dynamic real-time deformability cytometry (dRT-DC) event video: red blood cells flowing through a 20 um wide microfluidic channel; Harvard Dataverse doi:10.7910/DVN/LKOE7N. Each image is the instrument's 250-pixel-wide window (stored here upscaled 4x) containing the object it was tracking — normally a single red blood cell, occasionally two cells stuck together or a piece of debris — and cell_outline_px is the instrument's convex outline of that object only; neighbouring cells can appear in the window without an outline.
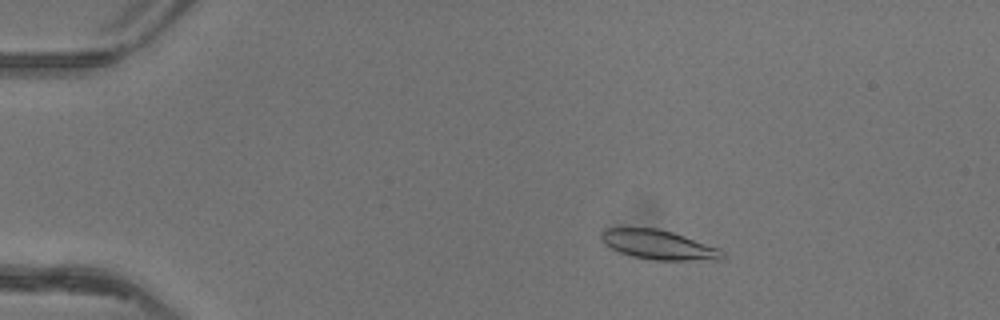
{"species": "common noctule bat (a hibernating species)", "species_latin": "Nyctalus noctula", "temperature_condition": "warm", "stored_images_in_passage": 50, "camera_frame_rate_fps": 3000, "um_per_image_px": 0.085, "animal": {"sex": "female"}, "frame": {"image": 1, "passage_image": 9, "time_ms": 2.667, "image_size_px": [1000, 320], "cell_outline_px": [[728, 256], [724, 260], [652, 260], [632, 256], [620, 252], [604, 244], [600, 236], [600, 232], [608, 228], [656, 228], [672, 232], [720, 248]], "centroid_in_image_um": [56.04, 20.82], "position_along_channel_um": 29.0, "area_um2": 20.87}}
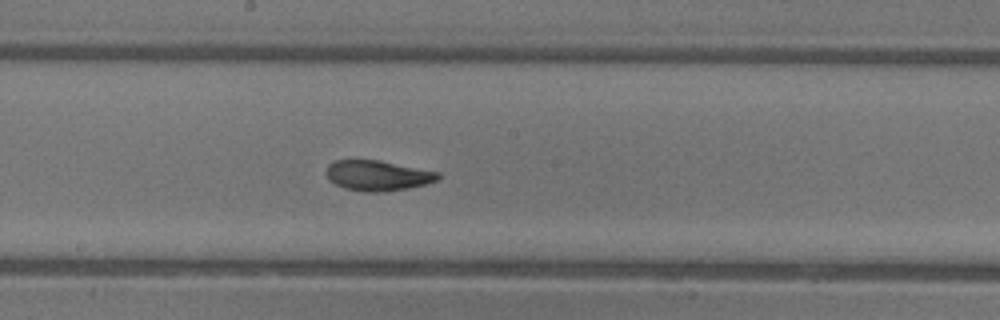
{"frame": {"image": 2, "passage_image": 28, "time_ms": 9.0, "image_size_px": [1000, 320], "cell_outline_px": [[440, 176], [436, 180], [424, 184], [408, 188], [384, 192], [364, 192], [344, 188], [328, 180], [328, 164], [336, 160], [376, 160], [440, 172]], "centroid_in_image_um": [32.09, 14.93], "position_along_channel_um": 216.1, "area_um2": 19.48}}
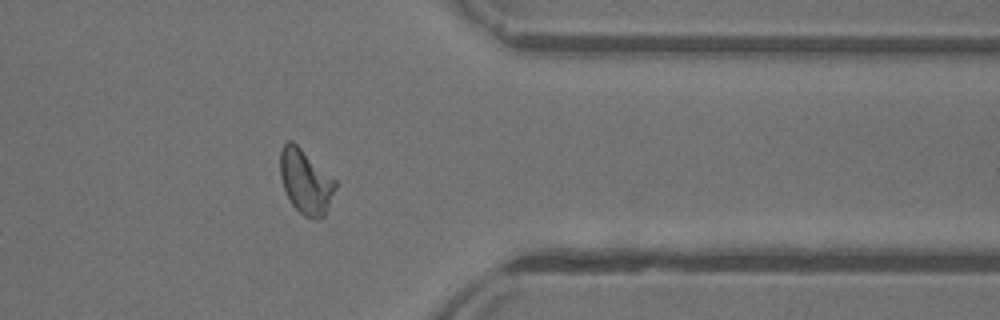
{"frame": {"image": 3, "passage_image": 41, "time_ms": 13.333, "image_size_px": [1000, 320], "cell_outline_px": [[336, 188], [324, 216], [316, 220], [312, 220], [304, 216], [288, 200], [284, 192], [280, 176], [280, 152], [284, 144], [288, 140], [292, 140], [336, 180]], "centroid_in_image_um": [25.96, 15.45], "position_along_channel_um": 385.4, "area_um2": 20.81}, "authors_computed_cell_mechanics": {"area_um2": 20.1722, "velocity_mm_per_s": 4.1518, "shape_relaxation_time_tau1_ms": 3.7431, "shape_relaxation_time_tau2_ms": 1.6615, "deformation_change_tau1": 0.1669, "deformation_change_tau2": 0.0842}}